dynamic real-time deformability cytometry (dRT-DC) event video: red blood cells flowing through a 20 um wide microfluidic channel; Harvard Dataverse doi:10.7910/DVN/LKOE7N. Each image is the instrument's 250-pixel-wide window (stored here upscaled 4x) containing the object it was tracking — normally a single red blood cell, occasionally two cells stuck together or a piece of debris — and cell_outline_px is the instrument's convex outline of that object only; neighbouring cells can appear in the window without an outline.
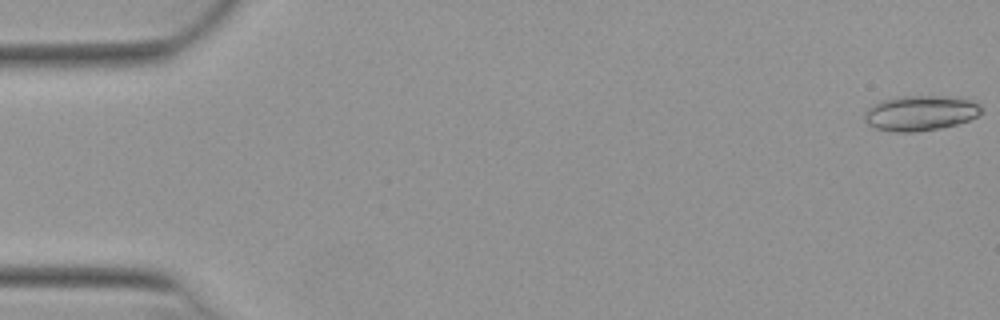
{"species": "Egyptian fruit bat (a non-hibernating species)", "species_latin": "Rousettus aegyptiacus", "temperature_condition": "warm", "stored_images_in_passage": 52, "camera_frame_rate_fps": 3000, "um_per_image_px": 0.085, "animal": {"sex": "female"}, "frame": {"image": 1, "passage_image": 1, "time_ms": 0.0, "image_size_px": [1000, 320], "cell_outline_px": [[980, 112], [976, 116], [968, 120], [956, 124], [940, 128], [916, 132], [896, 132], [876, 128], [868, 124], [864, 120], [864, 112], [868, 108], [880, 100], [896, 96], [944, 96], [968, 100], [980, 104]], "centroid_in_image_um": [78.17, 9.61], "position_along_channel_um": 6.8, "area_um2": 23.81}}
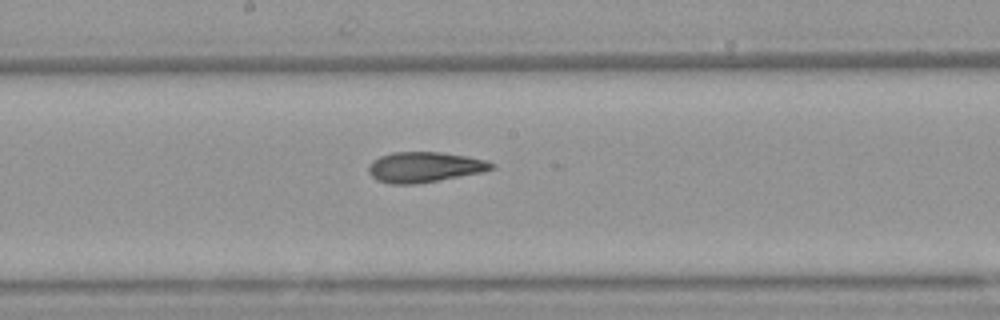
{"frame": {"image": 2, "passage_image": 28, "time_ms": 9.0, "image_size_px": [1000, 320], "cell_outline_px": [[496, 168], [484, 172], [416, 184], [392, 184], [376, 180], [368, 172], [368, 164], [372, 160], [380, 156], [392, 152], [440, 152], [468, 156], [488, 160], [496, 164]], "centroid_in_image_um": [36.11, 14.2], "position_along_channel_um": 212.1, "area_um2": 22.08}}
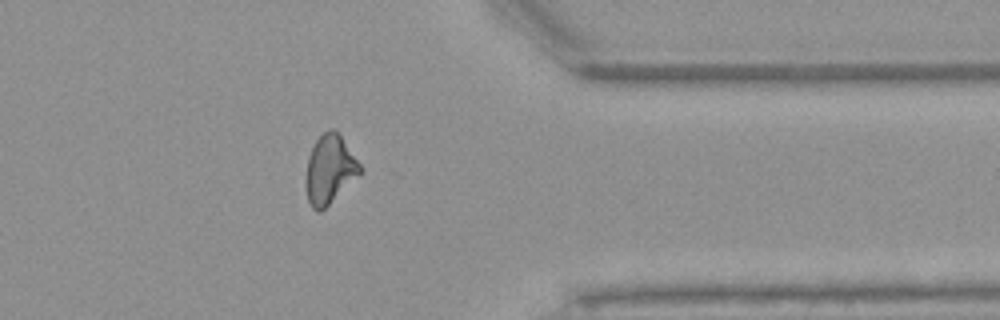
{"frame": {"image": 3, "passage_image": 42, "time_ms": 13.667, "image_size_px": [1000, 320], "cell_outline_px": [[364, 168], [320, 212], [316, 212], [312, 208], [308, 200], [304, 184], [308, 156], [316, 140], [328, 128], [332, 128], [340, 136]], "centroid_in_image_um": [27.98, 14.4], "position_along_channel_um": 383.4, "area_um2": 21.27}, "authors_computed_cell_mechanics": {"area_um2": 22.0507, "velocity_mm_per_s": 3.9573, "shape_relaxation_time_tau1_ms": null, "shape_relaxation_time_tau2_ms": 3.7693, "deformation_change_tau1": null, "deformation_change_tau2": 0.1244}}